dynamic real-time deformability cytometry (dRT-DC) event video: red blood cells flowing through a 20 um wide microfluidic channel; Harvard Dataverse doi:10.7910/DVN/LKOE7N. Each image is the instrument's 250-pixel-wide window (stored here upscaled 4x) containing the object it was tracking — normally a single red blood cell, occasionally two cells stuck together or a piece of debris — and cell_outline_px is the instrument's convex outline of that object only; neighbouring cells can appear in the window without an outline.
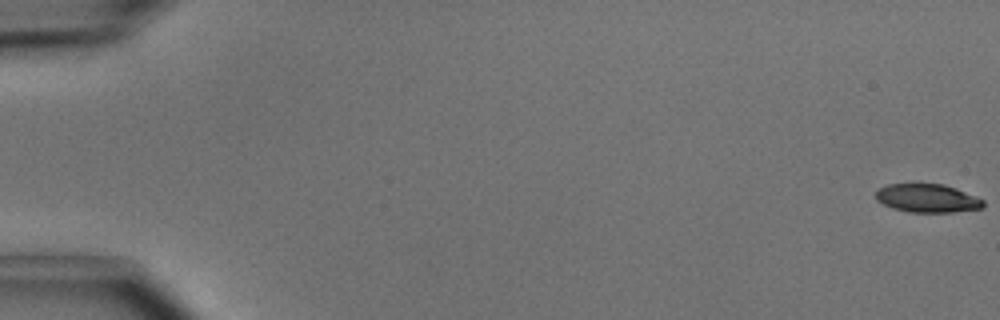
{"species": "common noctule bat (a hibernating species)", "species_latin": "Nyctalus noctula", "temperature_condition": "cold", "stored_images_in_passage": 17, "camera_frame_rate_fps": 3000, "um_per_image_px": 0.085, "animal": {"sex": "male", "body_mass_g": 15.6}, "frame": {"image": 1, "passage_image": 1, "time_ms": 0.0, "image_size_px": [1000, 320], "cell_outline_px": [[984, 204], [980, 208], [952, 212], [908, 212], [892, 208], [876, 200], [876, 192], [880, 188], [888, 184], [944, 184], [956, 188], [976, 196], [984, 200]], "centroid_in_image_um": [78.82, 16.85], "position_along_channel_um": 6.2, "area_um2": 17.69}}